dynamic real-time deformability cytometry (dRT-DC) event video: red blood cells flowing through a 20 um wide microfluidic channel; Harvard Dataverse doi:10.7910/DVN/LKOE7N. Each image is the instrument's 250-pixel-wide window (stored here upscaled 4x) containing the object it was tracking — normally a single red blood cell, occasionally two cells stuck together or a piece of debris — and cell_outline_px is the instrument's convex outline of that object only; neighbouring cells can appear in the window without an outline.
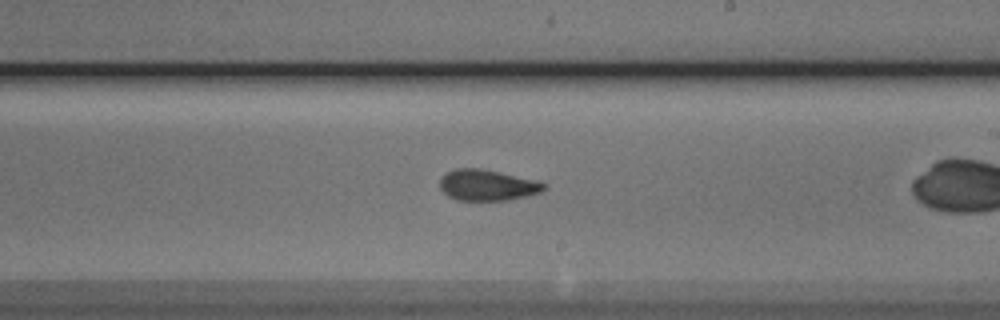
{"species": "Egyptian fruit bat (a non-hibernating species)", "species_latin": "Rousettus aegyptiacus", "temperature_condition": "cold", "stored_images_in_passage": 38, "camera_frame_rate_fps": 3000, "um_per_image_px": 0.085, "animal": {"sex": "male"}, "frame": {"image": 1, "passage_image": 17, "time_ms": 5.333, "image_size_px": [1000, 320], "cell_outline_px": [[544, 188], [540, 192], [508, 200], [456, 200], [448, 196], [440, 188], [440, 180], [448, 172], [456, 168], [480, 168], [536, 180], [544, 184]], "centroid_in_image_um": [41.38, 15.74], "position_along_channel_um": 247.6, "area_um2": 18.44}, "authors_computed_cell_mechanics": {"area_um2": 18.9006, "velocity_mm_per_s": 3.835, "shape_relaxation_time_tau1_ms": 9.3436, "shape_relaxation_time_tau2_ms": 1.931, "deformation_change_tau1": 0.1981, "deformation_change_tau2": 0.0765}}